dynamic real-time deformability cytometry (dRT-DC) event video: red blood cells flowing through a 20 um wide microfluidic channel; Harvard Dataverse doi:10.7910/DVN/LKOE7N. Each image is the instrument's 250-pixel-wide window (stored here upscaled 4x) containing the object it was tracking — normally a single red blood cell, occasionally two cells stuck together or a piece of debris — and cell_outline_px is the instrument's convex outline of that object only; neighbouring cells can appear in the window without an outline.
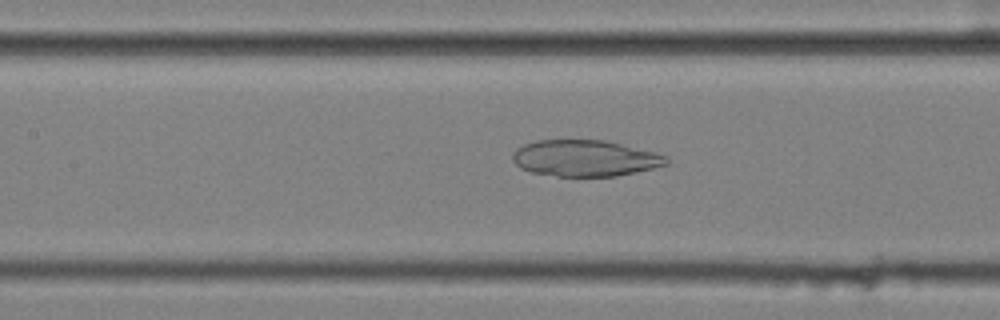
{"species": "common noctule bat (a hibernating species)", "species_latin": "Nyctalus noctula", "temperature_condition": "cold", "stored_images_in_passage": 56, "camera_frame_rate_fps": 3000, "um_per_image_px": 0.085, "animal": {"sex": "female", "body_mass_g": 25.1}, "frame": {"image": 1, "passage_image": 26, "time_ms": 8.333, "image_size_px": [1000, 320], "cell_outline_px": [[668, 164], [636, 172], [616, 176], [556, 176], [532, 172], [520, 168], [512, 160], [512, 152], [516, 148], [524, 144], [536, 140], [604, 140], [656, 152], [668, 156]], "centroid_in_image_um": [49.71, 13.44], "position_along_channel_um": 157.7, "area_um2": 32.6}}
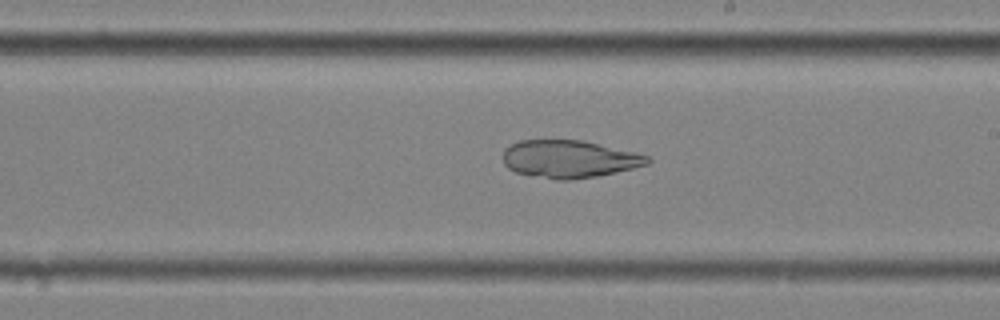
{"frame": {"image": 2, "passage_image": 33, "time_ms": 10.667, "image_size_px": [1000, 320], "cell_outline_px": [[652, 160], [648, 164], [616, 172], [596, 176], [568, 180], [556, 180], [516, 172], [508, 168], [504, 164], [504, 148], [520, 140], [580, 140], [636, 152], [648, 156]], "centroid_in_image_um": [48.38, 13.51], "position_along_channel_um": 240.6, "area_um2": 31.44}}
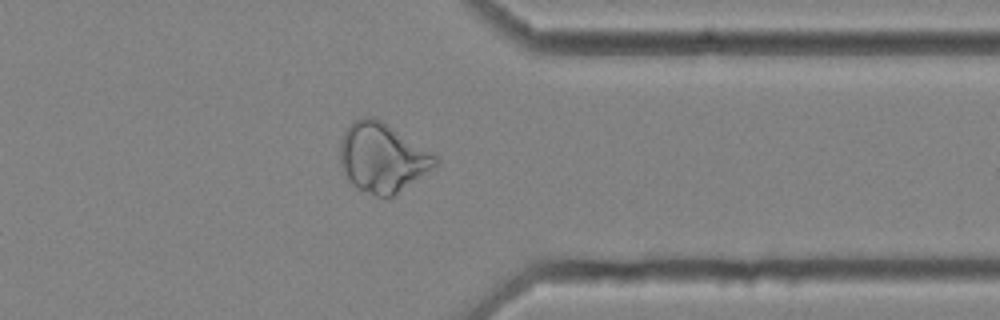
{"frame": {"image": 3, "passage_image": 45, "time_ms": 14.667, "image_size_px": [1000, 320], "cell_outline_px": [[436, 164], [432, 168], [392, 196], [376, 196], [352, 184], [344, 172], [340, 164], [340, 144], [344, 132], [348, 124], [352, 120], [360, 116], [372, 116], [380, 120], [436, 152]], "centroid_in_image_um": [32.49, 13.34], "position_along_channel_um": 378.9, "area_um2": 38.21}}